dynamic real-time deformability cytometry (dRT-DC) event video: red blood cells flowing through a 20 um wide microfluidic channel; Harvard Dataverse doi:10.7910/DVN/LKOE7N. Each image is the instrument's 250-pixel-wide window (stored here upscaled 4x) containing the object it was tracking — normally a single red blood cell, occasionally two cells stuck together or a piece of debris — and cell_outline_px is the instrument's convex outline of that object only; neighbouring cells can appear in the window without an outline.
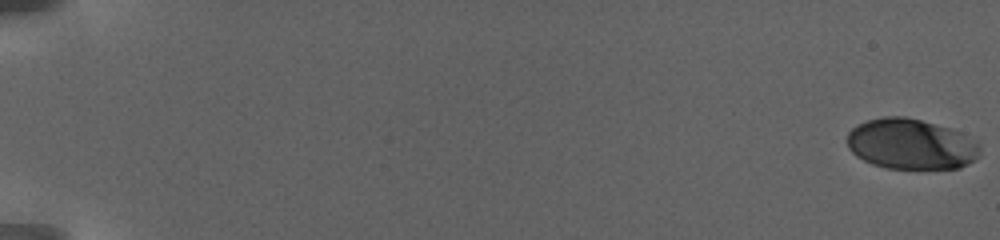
{"species": "human", "species_latin": "Homo sapiens", "temperature_condition": "warm", "stored_images_in_passage": 72, "camera_frame_rate_fps": 3000, "um_per_image_px": 0.085, "donor": {"sex": "female"}, "frame": {"image": 1, "passage_image": 1, "time_ms": 0.0, "image_size_px": [1000, 240], "cell_outline_px": [[980, 152], [976, 160], [960, 168], [888, 168], [872, 164], [856, 156], [848, 148], [848, 132], [852, 128], [868, 120], [884, 116], [904, 116], [920, 120], [948, 128], [960, 132], [976, 140], [980, 144]], "centroid_in_image_um": [77.46, 12.25], "position_along_channel_um": 7.5, "area_um2": 39.02}}
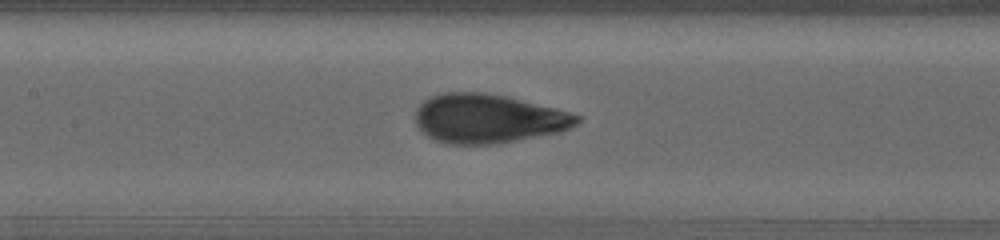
{"frame": {"image": 2, "passage_image": 36, "time_ms": 13.0, "image_size_px": [1000, 240], "cell_outline_px": [[580, 120], [576, 124], [560, 132], [492, 144], [448, 144], [436, 140], [420, 132], [416, 124], [416, 108], [424, 100], [432, 96], [444, 92], [484, 92], [508, 96], [556, 108], [580, 116]], "centroid_in_image_um": [41.45, 10.07], "position_along_channel_um": 165.9, "area_um2": 46.12}}
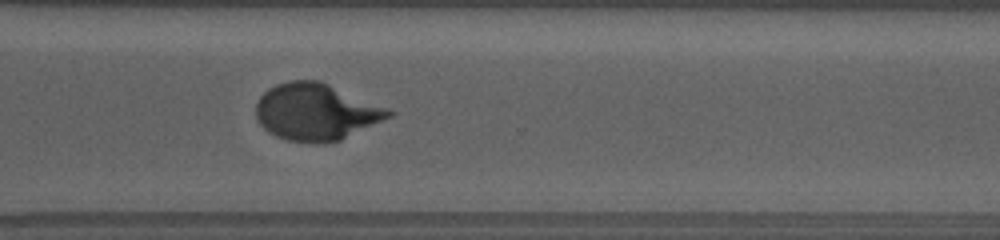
{"frame": {"image": 3, "passage_image": 54, "time_ms": 19.333, "image_size_px": [1000, 240], "cell_outline_px": [[396, 112], [392, 116], [340, 140], [324, 144], [312, 144], [288, 140], [276, 136], [268, 132], [260, 124], [256, 116], [256, 104], [260, 96], [268, 88], [276, 84], [288, 80], [320, 80], [388, 108]], "centroid_in_image_um": [26.85, 9.51], "position_along_channel_um": 343.7, "area_um2": 44.16}, "authors_computed_cell_mechanics": {"area_um2": 42.3096, "velocity_mm_per_s": 2.811, "shape_relaxation_time_tau1_ms": 6.8791, "shape_relaxation_time_tau2_ms": null, "deformation_change_tau1": 0.2413, "deformation_change_tau2": null}}